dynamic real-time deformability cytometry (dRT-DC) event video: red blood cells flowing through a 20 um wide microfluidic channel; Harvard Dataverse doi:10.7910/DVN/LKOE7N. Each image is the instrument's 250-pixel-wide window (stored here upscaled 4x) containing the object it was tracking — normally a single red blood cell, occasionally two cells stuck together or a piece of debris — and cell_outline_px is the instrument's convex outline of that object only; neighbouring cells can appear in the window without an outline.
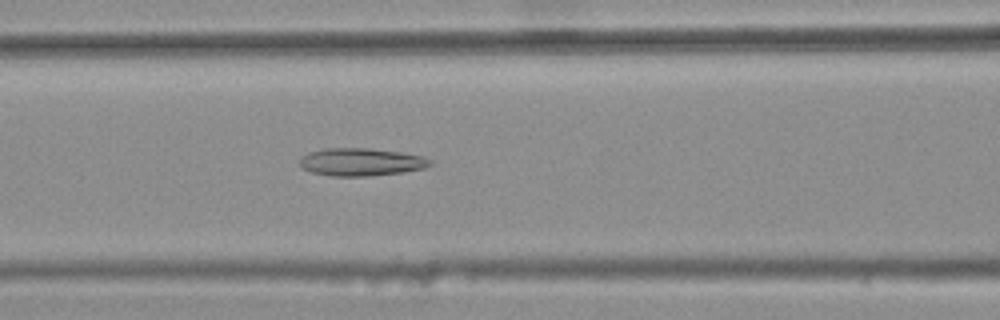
{"species": "common noctule bat (a hibernating species)", "species_latin": "Nyctalus noctula", "temperature_condition": "warm", "stored_images_in_passage": 37, "camera_frame_rate_fps": 3000, "um_per_image_px": 0.085, "animal": {"sex": "female", "body_mass_g": 25.1}, "frame": {"image": 1, "passage_image": 13, "time_ms": 4.0, "image_size_px": [1000, 320], "cell_outline_px": [[432, 164], [424, 168], [400, 172], [372, 176], [332, 176], [312, 172], [300, 168], [300, 156], [308, 152], [324, 148], [368, 148], [400, 152], [424, 156], [432, 160]], "centroid_in_image_um": [30.66, 13.76], "position_along_channel_um": 135.9, "area_um2": 21.21}}
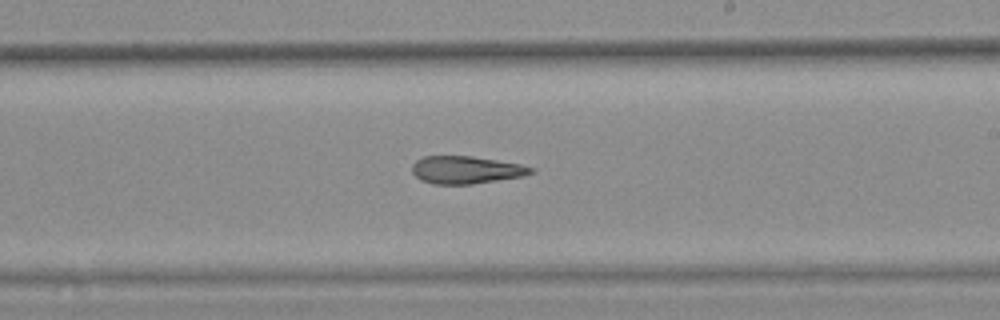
{"frame": {"image": 2, "passage_image": 22, "time_ms": 7.0, "image_size_px": [1000, 320], "cell_outline_px": [[536, 172], [524, 176], [472, 184], [432, 184], [420, 180], [412, 172], [412, 164], [416, 160], [424, 156], [472, 156], [520, 164], [536, 168]], "centroid_in_image_um": [39.63, 14.44], "position_along_channel_um": 249.4, "area_um2": 19.25}}
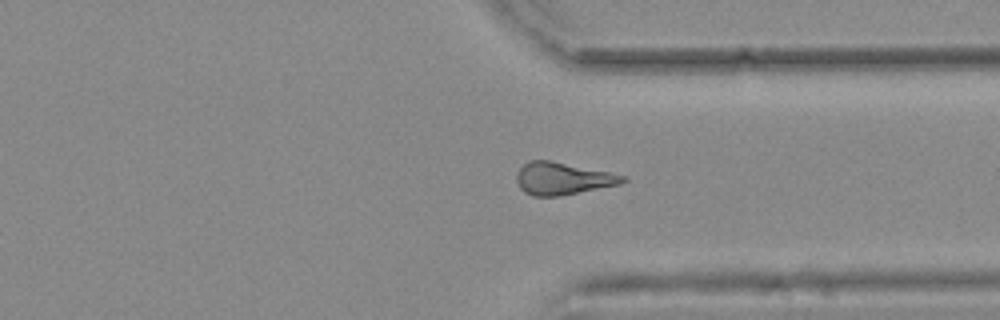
{"frame": {"image": 3, "passage_image": 31, "time_ms": 10.0, "image_size_px": [1000, 320], "cell_outline_px": [[628, 180], [620, 184], [560, 196], [532, 196], [524, 192], [520, 188], [516, 180], [516, 176], [520, 168], [528, 160], [552, 160], [628, 176]], "centroid_in_image_um": [47.83, 15.17], "position_along_channel_um": 363.6, "area_um2": 20.11}, "authors_computed_cell_mechanics": {"area_um2": 19.941, "velocity_mm_per_s": 3.7912, "shape_relaxation_time_tau1_ms": null, "shape_relaxation_time_tau2_ms": 6.4903, "deformation_change_tau1": null, "deformation_change_tau2": 0.1975}}